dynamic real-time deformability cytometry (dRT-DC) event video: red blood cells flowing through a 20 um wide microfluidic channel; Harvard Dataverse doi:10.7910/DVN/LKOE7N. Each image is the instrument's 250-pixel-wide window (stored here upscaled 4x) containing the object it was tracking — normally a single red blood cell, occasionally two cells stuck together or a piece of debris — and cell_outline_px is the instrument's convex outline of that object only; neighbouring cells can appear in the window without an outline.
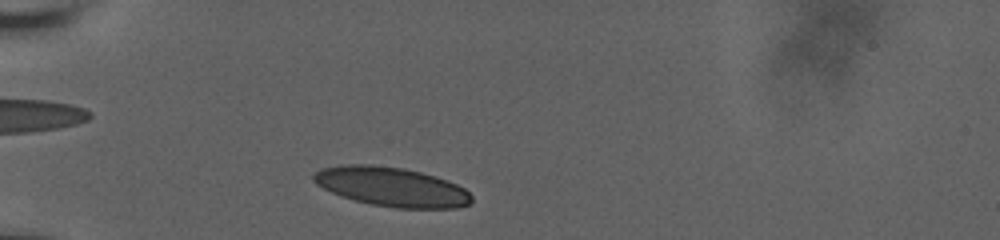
{"species": "human", "species_latin": "Homo sapiens", "temperature_condition": "room temperature", "stored_images_in_passage": 59, "camera_frame_rate_fps": 3000, "um_per_image_px": 0.085, "donor": {"sex": "male"}, "frame": {"image": 1, "passage_image": 6, "time_ms": 0.667, "image_size_px": [1000, 240], "cell_outline_px": [[472, 204], [456, 208], [396, 208], [372, 204], [340, 196], [316, 184], [312, 180], [312, 176], [320, 168], [344, 164], [368, 164], [404, 168], [436, 176], [456, 184], [464, 188], [472, 196]], "centroid_in_image_um": [33.29, 15.87], "position_along_channel_um": 51.7, "area_um2": 36.18}}
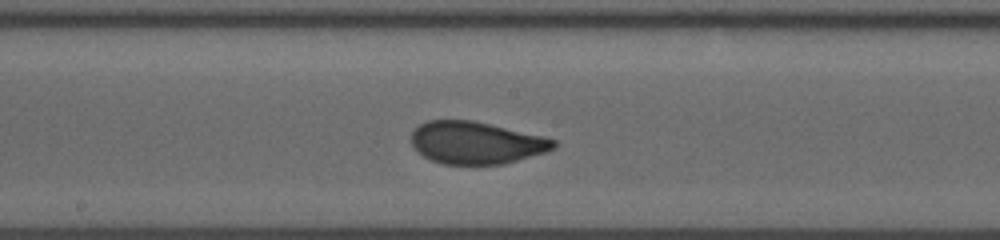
{"frame": {"image": 2, "passage_image": 35, "time_ms": 5.667, "image_size_px": [1000, 240], "cell_outline_px": [[560, 144], [556, 148], [548, 152], [504, 164], [444, 164], [432, 160], [416, 152], [412, 144], [412, 132], [420, 124], [428, 120], [472, 120], [544, 136], [556, 140]], "centroid_in_image_um": [40.52, 12.14], "position_along_channel_um": 207.7, "area_um2": 35.32}}
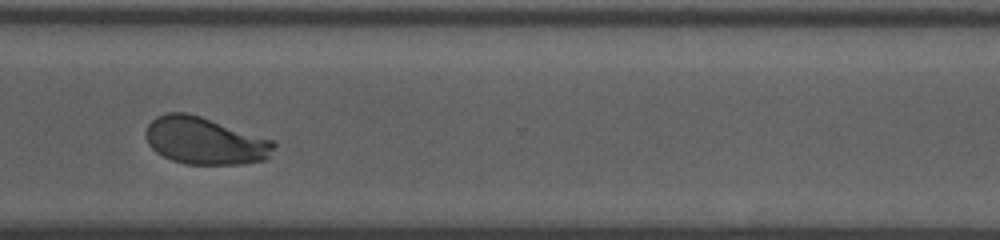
{"frame": {"image": 3, "passage_image": 58, "time_ms": 9.667, "image_size_px": [1000, 240], "cell_outline_px": [[276, 144], [268, 156], [264, 160], [240, 164], [184, 164], [172, 160], [156, 152], [148, 144], [144, 132], [148, 124], [156, 116], [168, 112], [188, 112], [272, 140]], "centroid_in_image_um": [17.36, 11.96], "position_along_channel_um": 353.2, "area_um2": 35.03}}